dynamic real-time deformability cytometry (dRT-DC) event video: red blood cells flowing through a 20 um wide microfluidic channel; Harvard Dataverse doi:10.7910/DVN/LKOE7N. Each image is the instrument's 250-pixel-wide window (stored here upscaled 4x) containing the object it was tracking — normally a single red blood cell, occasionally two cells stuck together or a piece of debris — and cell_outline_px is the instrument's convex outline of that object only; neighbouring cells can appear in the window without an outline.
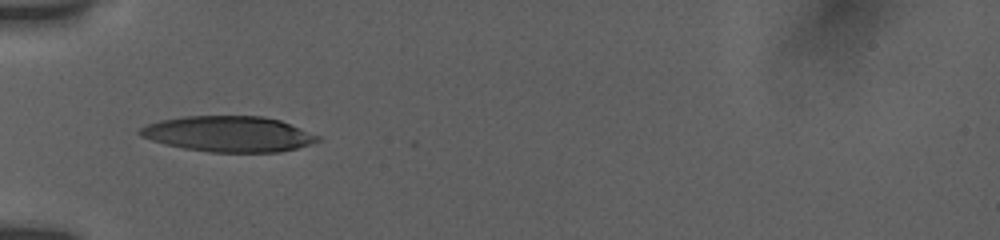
{"species": "human", "species_latin": "Homo sapiens", "temperature_condition": "room temperature", "stored_images_in_passage": 20, "camera_frame_rate_fps": 3000, "um_per_image_px": 0.085, "donor": {"sex": "female"}, "frame": {"image": 1, "passage_image": 1, "time_ms": 0.0, "image_size_px": [1000, 240], "cell_outline_px": [[320, 140], [296, 148], [280, 152], [208, 152], [184, 148], [164, 144], [140, 136], [136, 132], [140, 128], [148, 124], [160, 120], [184, 116], [264, 116], [280, 120], [320, 136]], "centroid_in_image_um": [19.4, 11.38], "position_along_channel_um": 65.6, "area_um2": 36.88}}
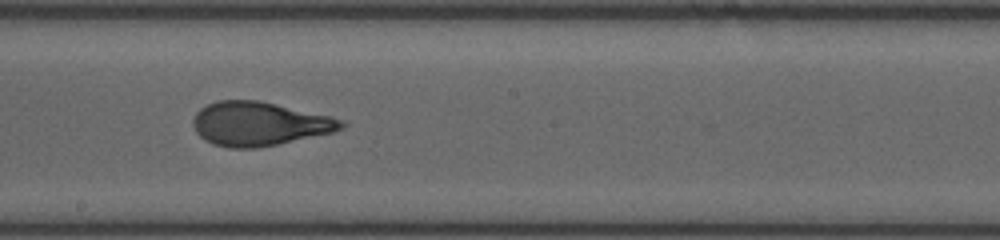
{"frame": {"image": 2, "passage_image": 12, "time_ms": 4.333, "image_size_px": [1000, 240], "cell_outline_px": [[348, 124], [344, 128], [332, 132], [276, 144], [256, 148], [228, 148], [212, 144], [204, 140], [196, 132], [192, 124], [192, 120], [196, 112], [200, 108], [216, 100], [260, 100], [332, 116], [344, 120]], "centroid_in_image_um": [22.02, 10.51], "position_along_channel_um": 226.2, "area_um2": 38.15}}
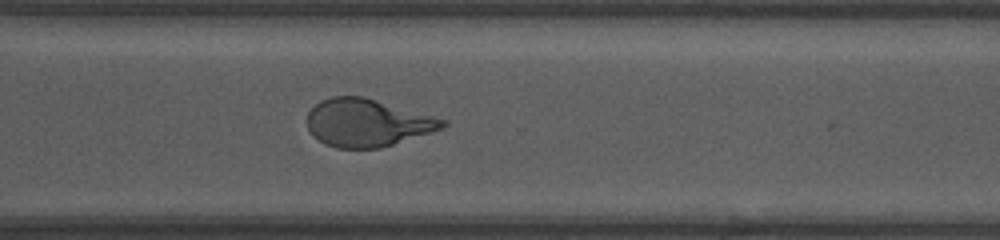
{"frame": {"image": 3, "passage_image": 20, "time_ms": 7.333, "image_size_px": [1000, 240], "cell_outline_px": [[448, 124], [432, 132], [380, 148], [336, 148], [324, 144], [312, 136], [308, 128], [308, 112], [320, 100], [332, 96], [364, 96], [448, 120]], "centroid_in_image_um": [31.2, 10.43], "position_along_channel_um": 339.4, "area_um2": 37.63}}